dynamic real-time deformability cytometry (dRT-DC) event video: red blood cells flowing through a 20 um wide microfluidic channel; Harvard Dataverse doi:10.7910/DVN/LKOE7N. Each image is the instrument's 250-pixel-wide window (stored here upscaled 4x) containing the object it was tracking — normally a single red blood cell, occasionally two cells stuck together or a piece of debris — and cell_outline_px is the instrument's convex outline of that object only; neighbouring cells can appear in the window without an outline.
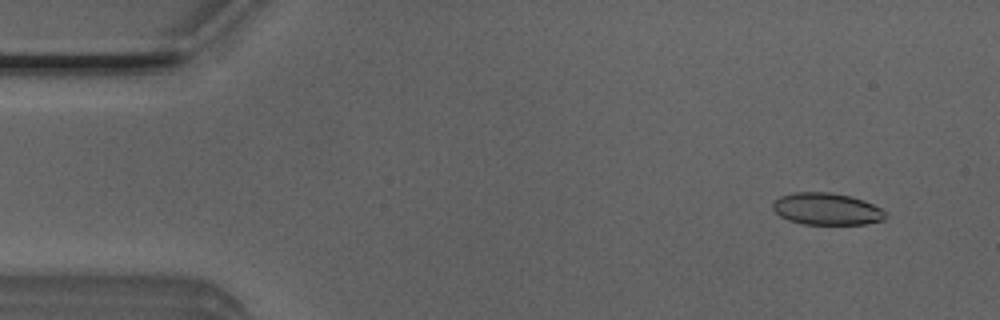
{"species": "Egyptian fruit bat (a non-hibernating species)", "species_latin": "Rousettus aegyptiacus", "temperature_condition": "room temperature", "stored_images_in_passage": 51, "camera_frame_rate_fps": 3000, "um_per_image_px": 0.085, "animal": {"sex": "male"}, "frame": {"image": 1, "passage_image": 4, "time_ms": 1.0, "image_size_px": [1000, 320], "cell_outline_px": [[888, 216], [884, 220], [864, 224], [800, 224], [788, 220], [780, 216], [772, 208], [772, 200], [780, 196], [796, 192], [828, 192], [848, 196], [864, 200], [888, 212]], "centroid_in_image_um": [70.26, 17.77], "position_along_channel_um": 14.7, "area_um2": 21.15}}
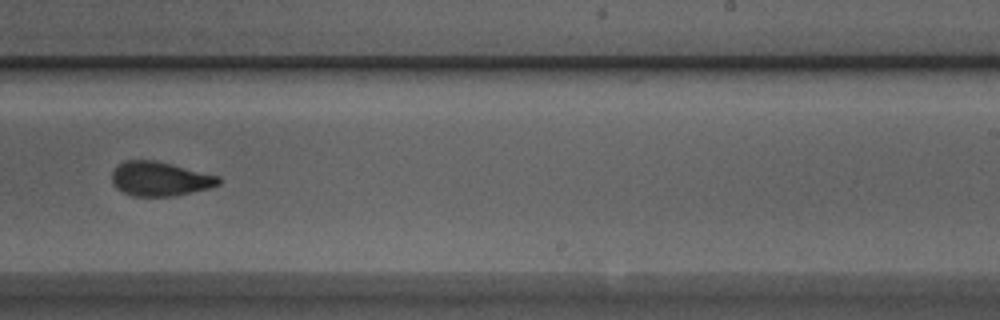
{"frame": {"image": 2, "passage_image": 31, "time_ms": 10.0, "image_size_px": [1000, 320], "cell_outline_px": [[220, 184], [208, 188], [176, 196], [132, 196], [116, 188], [112, 184], [112, 172], [116, 164], [124, 160], [156, 160], [220, 176]], "centroid_in_image_um": [13.56, 15.19], "position_along_channel_um": 275.4, "area_um2": 21.5}}
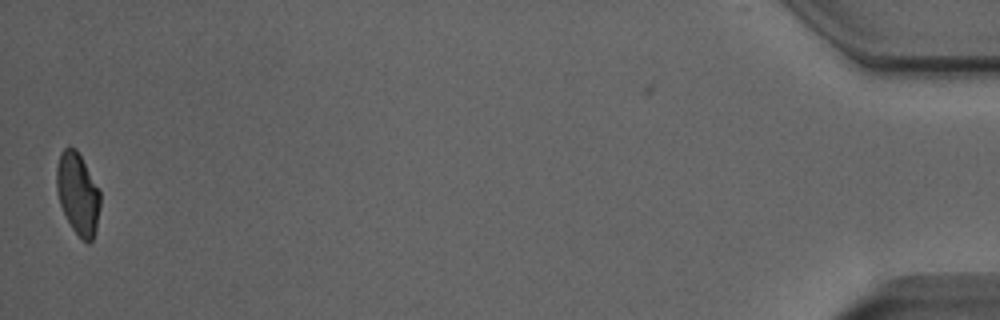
{"frame": {"image": 3, "passage_image": 50, "time_ms": 16.333, "image_size_px": [1000, 320], "cell_outline_px": [[100, 208], [96, 232], [92, 240], [88, 244], [72, 228], [60, 204], [56, 188], [56, 168], [60, 152], [64, 148], [76, 148], [100, 192]], "centroid_in_image_um": [6.61, 16.47], "position_along_channel_um": 428.6, "area_um2": 20.58}, "authors_computed_cell_mechanics": {"area_um2": 21.675, "velocity_mm_per_s": 4.0207, "shape_relaxation_time_tau1_ms": 4.5692, "shape_relaxation_time_tau2_ms": 1.6423, "deformation_change_tau1": 0.1504, "deformation_change_tau2": 0.0757}}